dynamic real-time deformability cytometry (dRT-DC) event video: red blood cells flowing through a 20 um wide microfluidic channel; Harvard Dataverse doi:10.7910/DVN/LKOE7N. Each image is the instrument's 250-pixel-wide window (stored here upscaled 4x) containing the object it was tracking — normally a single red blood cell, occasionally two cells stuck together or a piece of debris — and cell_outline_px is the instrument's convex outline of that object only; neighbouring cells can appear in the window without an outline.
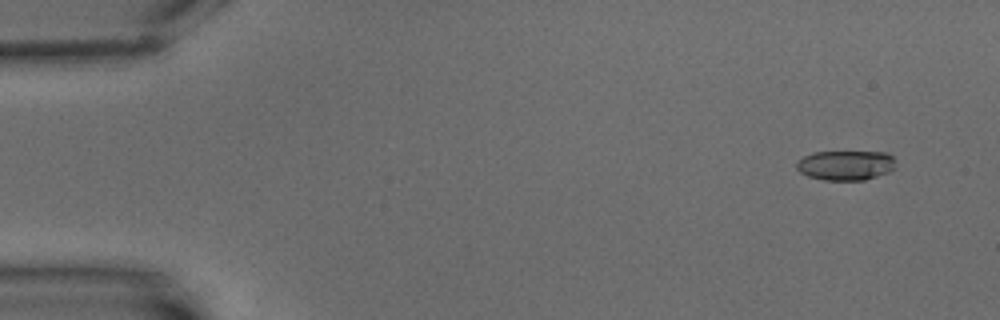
{"species": "common noctule bat (a hibernating species)", "species_latin": "Nyctalus noctula", "temperature_condition": "warm", "stored_images_in_passage": 5, "camera_frame_rate_fps": 3000, "um_per_image_px": 0.085, "animal": {"sex": "male", "body_mass_g": 15.6}, "frame": {"image": 1, "passage_image": 1, "time_ms": 0.0, "image_size_px": [1000, 320], "cell_outline_px": [[892, 168], [888, 172], [864, 180], [824, 180], [808, 176], [800, 172], [796, 168], [796, 164], [804, 156], [812, 152], [888, 152], [892, 156]], "centroid_in_image_um": [71.83, 14.04], "position_along_channel_um": 13.2, "area_um2": 16.94}}
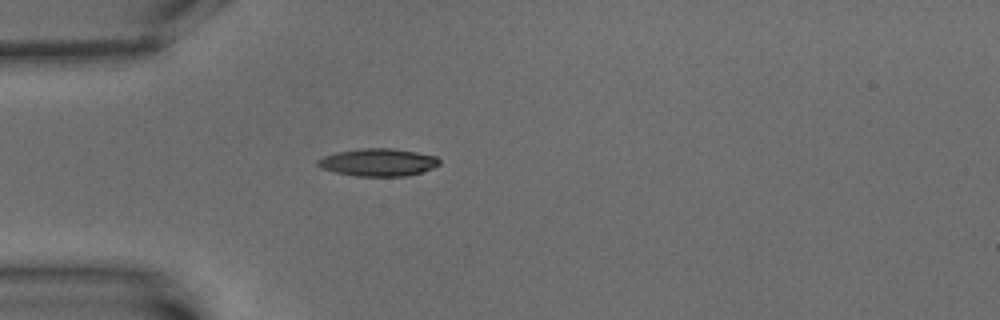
{"frame": {"image": 2, "passage_image": 5, "time_ms": 4.667, "image_size_px": [1000, 320], "cell_outline_px": [[440, 164], [432, 168], [408, 176], [356, 176], [336, 172], [320, 168], [316, 164], [316, 160], [324, 156], [336, 152], [360, 148], [392, 148], [416, 152], [436, 156], [440, 160]], "centroid_in_image_um": [32.12, 13.79], "position_along_channel_um": 52.9, "area_um2": 19.59}}